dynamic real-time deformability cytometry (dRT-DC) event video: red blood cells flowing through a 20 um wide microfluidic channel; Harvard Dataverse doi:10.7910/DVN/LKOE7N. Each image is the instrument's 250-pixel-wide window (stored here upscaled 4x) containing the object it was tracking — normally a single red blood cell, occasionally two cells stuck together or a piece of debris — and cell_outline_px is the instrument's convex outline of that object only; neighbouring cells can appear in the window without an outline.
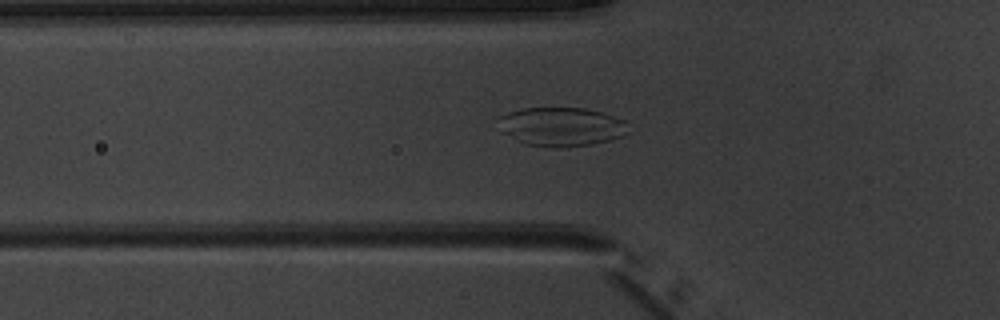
{"species": "common noctule bat (a hibernating species)", "species_latin": "Nyctalus noctula", "temperature_condition": "warm", "stored_images_in_passage": 36, "camera_frame_rate_fps": 3000, "um_per_image_px": 0.085, "animal": {"sex": "male", "body_mass_g": 20.1, "forearm_length_mm": 53.5}, "frame": {"image": 1, "passage_image": 3, "time_ms": 0.667, "image_size_px": [1000, 320], "cell_outline_px": [[628, 132], [624, 136], [592, 144], [560, 148], [552, 148], [524, 144], [500, 132], [500, 116], [508, 112], [520, 108], [584, 108], [600, 112], [624, 120]], "centroid_in_image_um": [47.68, 10.78], "position_along_channel_um": 78.1, "area_um2": 29.48}}
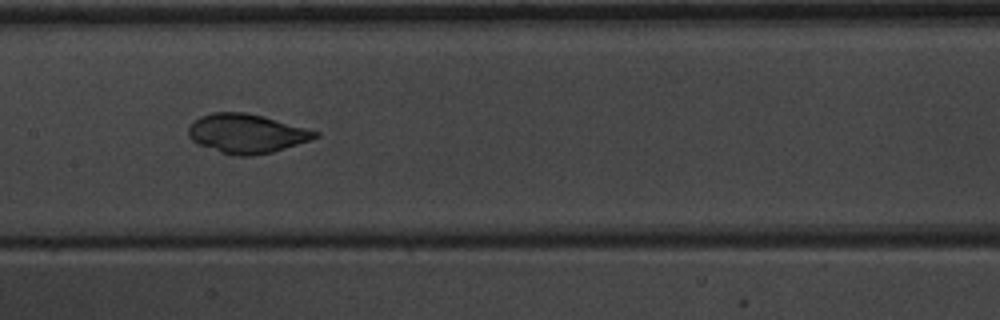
{"frame": {"image": 2, "passage_image": 11, "time_ms": 3.333, "image_size_px": [1000, 320], "cell_outline_px": [[320, 136], [312, 140], [272, 152], [252, 156], [236, 156], [220, 152], [200, 144], [192, 140], [188, 136], [188, 128], [200, 116], [212, 112], [244, 112], [264, 116], [320, 132]], "centroid_in_image_um": [20.99, 11.35], "position_along_channel_um": 186.4, "area_um2": 28.84}}
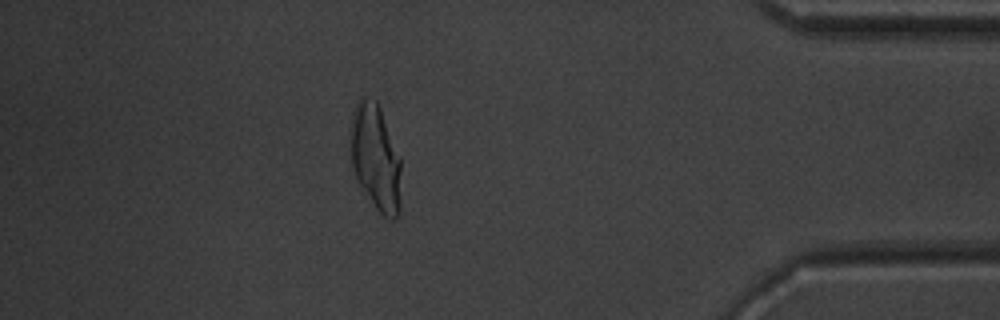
{"frame": {"image": 3, "passage_image": 30, "time_ms": 9.667, "image_size_px": [1000, 320], "cell_outline_px": [[400, 212], [396, 220], [388, 220], [376, 208], [356, 180], [352, 168], [348, 132], [356, 100], [360, 96], [364, 96], [376, 100], [380, 108], [400, 156]], "centroid_in_image_um": [31.89, 13.37], "position_along_channel_um": 403.3, "area_um2": 32.02}, "authors_computed_cell_mechanics": {"area_um2": 29.1312, "velocity_mm_per_s": 4.0204, "shape_relaxation_time_tau1_ms": 10.0629, "shape_relaxation_time_tau2_ms": null, "deformation_change_tau1": 0.1067, "deformation_change_tau2": null}}